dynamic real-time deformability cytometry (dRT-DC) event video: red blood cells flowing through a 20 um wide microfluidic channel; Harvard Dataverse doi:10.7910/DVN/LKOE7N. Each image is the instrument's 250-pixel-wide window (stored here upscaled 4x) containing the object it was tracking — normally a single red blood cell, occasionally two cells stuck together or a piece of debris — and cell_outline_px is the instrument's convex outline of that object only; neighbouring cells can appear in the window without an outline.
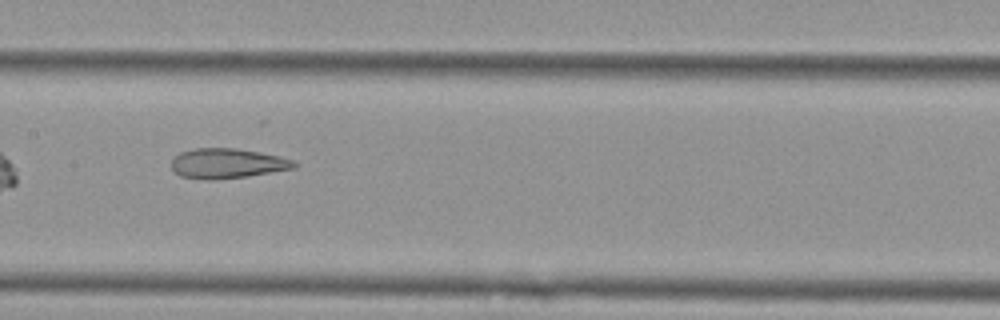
{"species": "Egyptian fruit bat (a non-hibernating species)", "species_latin": "Rousettus aegyptiacus", "temperature_condition": "cold", "stored_images_in_passage": 10, "camera_frame_rate_fps": 3000, "um_per_image_px": 0.085, "animal": {"sex": "female"}, "frame": {"image": 1, "passage_image": 9, "time_ms": 2.667, "image_size_px": [1000, 320], "cell_outline_px": [[300, 164], [296, 168], [248, 176], [212, 180], [204, 180], [180, 176], [172, 168], [172, 160], [180, 152], [196, 148], [236, 148], [260, 152], [292, 160]], "centroid_in_image_um": [19.33, 13.89], "position_along_channel_um": 188.1, "area_um2": 21.39}}
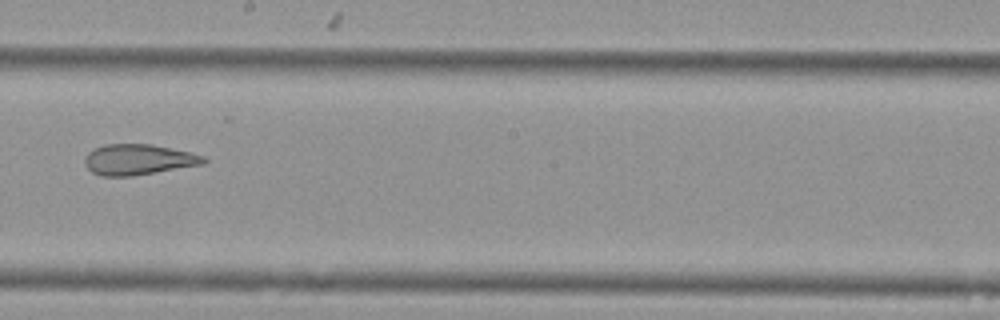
{"frame": {"image": 2, "passage_image": 10, "time_ms": 3.0, "image_size_px": [1000, 320], "cell_outline_px": [[208, 160], [204, 164], [132, 176], [100, 176], [92, 172], [84, 164], [84, 156], [88, 152], [104, 144], [152, 144], [188, 152], [204, 156]], "centroid_in_image_um": [11.73, 13.57], "position_along_channel_um": 236.5, "area_um2": 21.21}}